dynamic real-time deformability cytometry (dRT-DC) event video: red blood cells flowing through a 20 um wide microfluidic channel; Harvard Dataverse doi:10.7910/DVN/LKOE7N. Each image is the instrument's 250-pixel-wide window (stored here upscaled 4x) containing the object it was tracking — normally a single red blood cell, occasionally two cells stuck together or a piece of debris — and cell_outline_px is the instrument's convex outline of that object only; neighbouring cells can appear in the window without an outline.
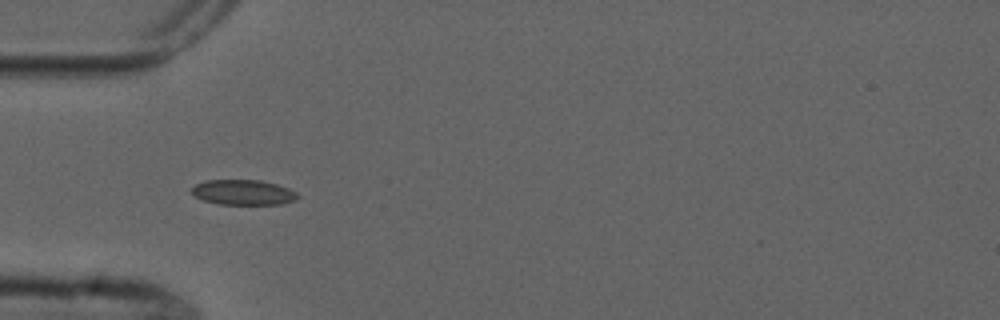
{"species": "common noctule bat (a hibernating species)", "species_latin": "Nyctalus noctula", "temperature_condition": "cold", "stored_images_in_passage": 5, "camera_frame_rate_fps": 3000, "um_per_image_px": 0.085, "animal": {"sex": "male", "forearm_length_mm": 52.5}, "frame": {"image": 1, "passage_image": 4, "time_ms": 3.333, "image_size_px": [1000, 320], "cell_outline_px": [[300, 196], [296, 200], [284, 204], [220, 204], [204, 200], [192, 196], [192, 188], [196, 184], [204, 180], [260, 180], [276, 184], [288, 188], [296, 192]], "centroid_in_image_um": [20.69, 16.35], "position_along_channel_um": 64.3, "area_um2": 15.61}}
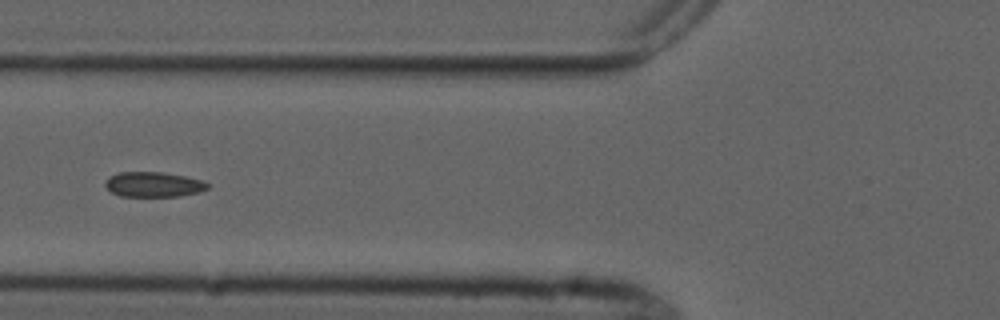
{"frame": {"image": 2, "passage_image": 5, "time_ms": 4.667, "image_size_px": [1000, 320], "cell_outline_px": [[208, 188], [200, 192], [180, 196], [120, 196], [112, 192], [104, 184], [108, 176], [120, 172], [164, 172], [184, 176], [200, 180], [208, 184]], "centroid_in_image_um": [13.03, 15.67], "position_along_channel_um": 112.8, "area_um2": 14.85}}